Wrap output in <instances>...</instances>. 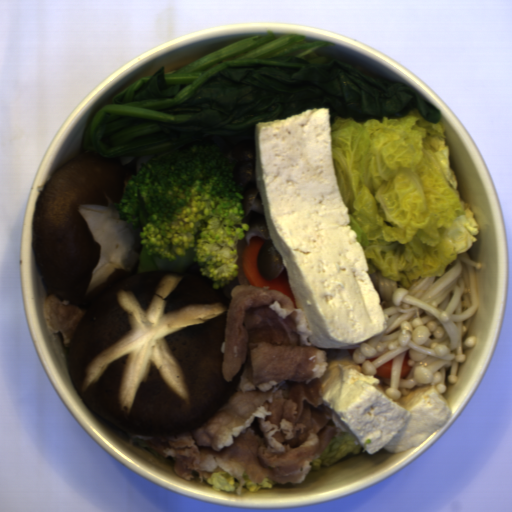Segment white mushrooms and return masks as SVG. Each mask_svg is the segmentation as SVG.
Masks as SVG:
<instances>
[{
  "label": "white mushrooms",
  "instance_id": "white-mushrooms-1",
  "mask_svg": "<svg viewBox=\"0 0 512 512\" xmlns=\"http://www.w3.org/2000/svg\"><path fill=\"white\" fill-rule=\"evenodd\" d=\"M255 128L238 134H213L187 142L177 149L209 144H221L228 155L235 161L233 173L234 182L245 193L243 212L244 221L249 230L244 231L245 246L250 244L253 237L263 238L257 257V268L266 280H274L286 268L283 257L274 246L265 219L262 200L259 194L256 177ZM176 149V150H177Z\"/></svg>",
  "mask_w": 512,
  "mask_h": 512
}]
</instances>
